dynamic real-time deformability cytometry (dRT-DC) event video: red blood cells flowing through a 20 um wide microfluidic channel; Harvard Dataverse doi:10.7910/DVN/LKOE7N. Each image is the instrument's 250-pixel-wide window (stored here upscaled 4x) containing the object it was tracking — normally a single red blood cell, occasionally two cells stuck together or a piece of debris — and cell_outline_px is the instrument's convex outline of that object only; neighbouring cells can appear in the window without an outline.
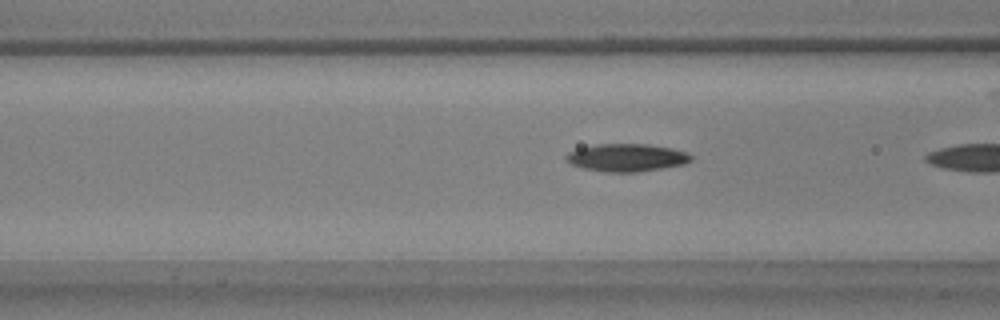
{"species": "common noctule bat (a hibernating species)", "species_latin": "Nyctalus noctula", "temperature_condition": "warm", "stored_images_in_passage": 6, "camera_frame_rate_fps": 3000, "um_per_image_px": 0.085, "animal": {"sex": "male", "body_mass_g": 17.9, "forearm_length_mm": 54.2}, "frame": {"image": 1, "passage_image": 5, "time_ms": 1.333, "image_size_px": [1000, 320], "cell_outline_px": [[692, 160], [684, 164], [636, 172], [608, 172], [584, 168], [572, 164], [564, 160], [564, 156], [568, 152], [576, 148], [596, 144], [648, 144], [672, 148], [688, 152], [692, 156]], "centroid_in_image_um": [53.24, 13.38], "position_along_channel_um": 113.4, "area_um2": 20.23}}